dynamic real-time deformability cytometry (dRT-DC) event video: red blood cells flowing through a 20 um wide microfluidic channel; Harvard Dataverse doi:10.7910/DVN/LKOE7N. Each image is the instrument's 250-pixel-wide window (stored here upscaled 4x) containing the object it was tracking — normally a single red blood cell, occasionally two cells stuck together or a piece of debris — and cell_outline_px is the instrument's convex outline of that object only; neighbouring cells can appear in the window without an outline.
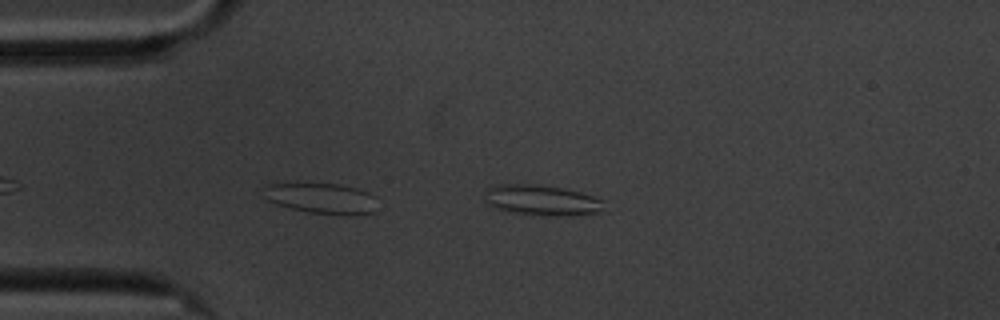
{"species": "common noctule bat (a hibernating species)", "species_latin": "Nyctalus noctula", "temperature_condition": "cold", "stored_images_in_passage": 23, "segment_of_instrument_passage": [1, 2], "camera_frame_rate_fps": 3000, "um_per_image_px": 0.085, "animal": {"sex": "male", "body_mass_g": 20.1, "forearm_length_mm": 53.5}, "frame": {"image": 1, "passage_image": 1, "time_ms": 0.0, "image_size_px": [1000, 320], "cell_outline_px": [[604, 212], [564, 216], [552, 216], [512, 212], [496, 208], [488, 204], [484, 188], [496, 184], [540, 184], [564, 188], [580, 192], [604, 200]], "centroid_in_image_um": [46.08, 17.01], "position_along_channel_um": 38.9, "area_um2": 21.44}}
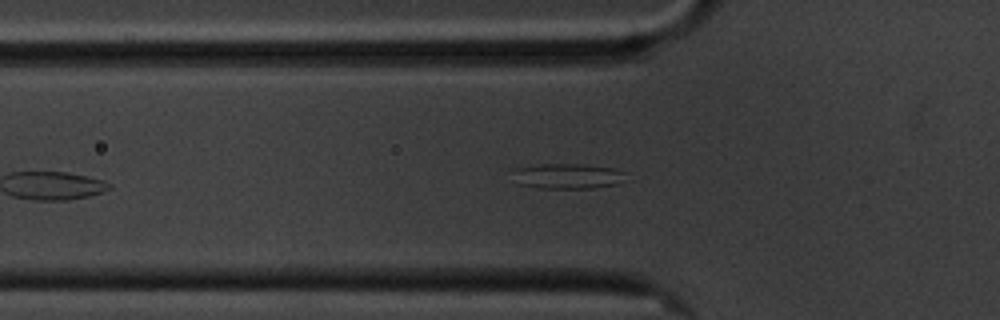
{"frame": {"image": 2, "passage_image": 7, "time_ms": 2.0, "image_size_px": [1000, 320], "cell_outline_px": [[632, 180], [616, 184], [592, 188], [536, 188], [516, 184], [516, 168], [540, 164], [584, 164], [616, 168], [628, 172]], "centroid_in_image_um": [48.42, 14.97], "position_along_channel_um": 77.4, "area_um2": 17.11}}
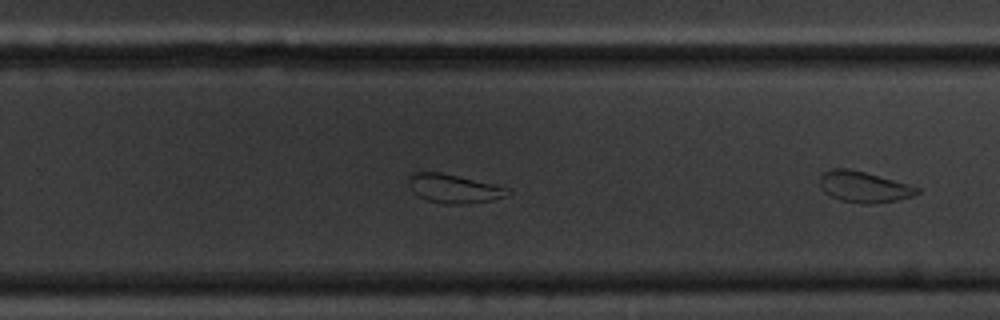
{"frame": {"image": 3, "passage_image": 19, "time_ms": 6.0, "image_size_px": [1000, 320], "cell_outline_px": [[512, 192], [508, 196], [492, 200], [468, 204], [444, 204], [428, 200], [412, 192], [408, 184], [408, 176], [412, 172], [440, 172], [492, 184], [508, 188]], "centroid_in_image_um": [38.56, 16.04], "position_along_channel_um": 291.2, "area_um2": 16.65}}